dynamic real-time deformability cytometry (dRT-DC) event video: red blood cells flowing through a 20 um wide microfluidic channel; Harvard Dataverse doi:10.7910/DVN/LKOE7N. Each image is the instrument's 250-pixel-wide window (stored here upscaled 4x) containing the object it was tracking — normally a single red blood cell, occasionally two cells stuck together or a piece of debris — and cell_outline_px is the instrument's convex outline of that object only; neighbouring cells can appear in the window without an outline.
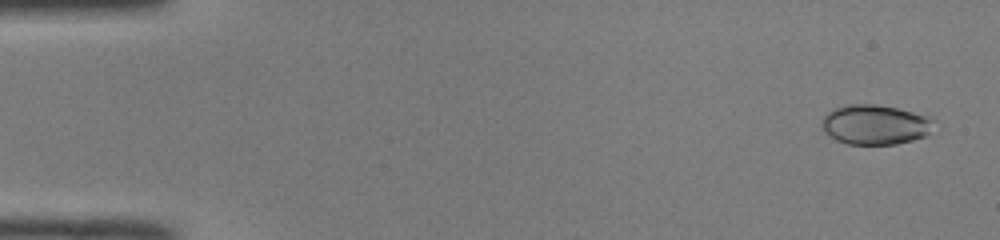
{"species": "common noctule bat (a hibernating species)", "species_latin": "Nyctalus noctula", "temperature_condition": "room temperature", "stored_images_in_passage": 51, "camera_frame_rate_fps": 3000, "um_per_image_px": 0.085, "animal": {"sex": "male", "body_mass_g": 19.0, "forearm_length_mm": 50.8}, "frame": {"image": 1, "passage_image": 3, "time_ms": 0.667, "image_size_px": [1000, 240], "cell_outline_px": [[936, 120], [928, 132], [924, 136], [912, 140], [896, 144], [848, 144], [836, 140], [824, 132], [820, 124], [824, 116], [828, 112], [844, 104], [876, 104], [896, 108], [912, 112]], "centroid_in_image_um": [74.33, 10.59], "position_along_channel_um": 10.7, "area_um2": 25.84}}
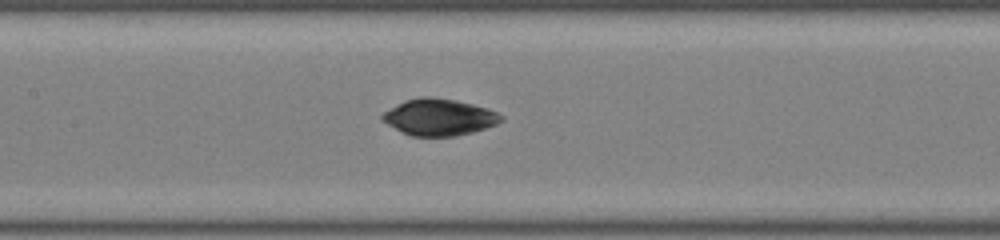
{"frame": {"image": 2, "passage_image": 25, "time_ms": 8.0, "image_size_px": [1000, 240], "cell_outline_px": [[504, 120], [496, 124], [472, 132], [452, 136], [412, 136], [388, 124], [380, 116], [384, 112], [396, 104], [404, 100], [420, 96], [432, 96], [456, 100], [488, 108], [504, 116]], "centroid_in_image_um": [37.34, 9.94], "position_along_channel_um": 170.1, "area_um2": 25.2}}
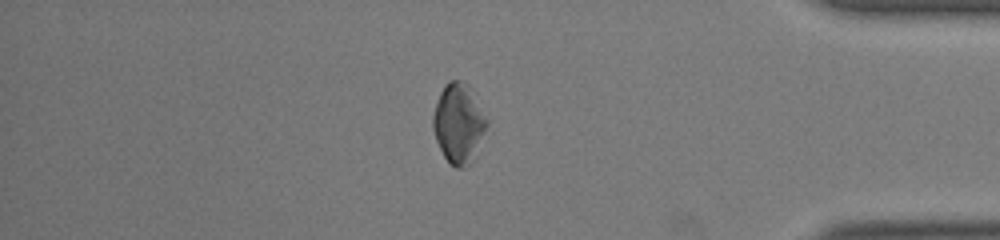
{"frame": {"image": 3, "passage_image": 44, "time_ms": 14.333, "image_size_px": [1000, 240], "cell_outline_px": [[488, 124], [476, 160], [472, 164], [464, 168], [456, 168], [444, 156], [436, 140], [432, 128], [432, 116], [440, 92], [444, 84], [448, 80], [460, 80], [468, 84], [472, 88], [488, 120]], "centroid_in_image_um": [39.02, 10.5], "position_along_channel_um": 396.2, "area_um2": 25.66}, "authors_computed_cell_mechanics": {"area_um2": 25.143, "velocity_mm_per_s": 4.0206, "shape_relaxation_time_tau1_ms": null, "shape_relaxation_time_tau2_ms": 1.8388, "deformation_change_tau1": null, "deformation_change_tau2": 0.0271}}